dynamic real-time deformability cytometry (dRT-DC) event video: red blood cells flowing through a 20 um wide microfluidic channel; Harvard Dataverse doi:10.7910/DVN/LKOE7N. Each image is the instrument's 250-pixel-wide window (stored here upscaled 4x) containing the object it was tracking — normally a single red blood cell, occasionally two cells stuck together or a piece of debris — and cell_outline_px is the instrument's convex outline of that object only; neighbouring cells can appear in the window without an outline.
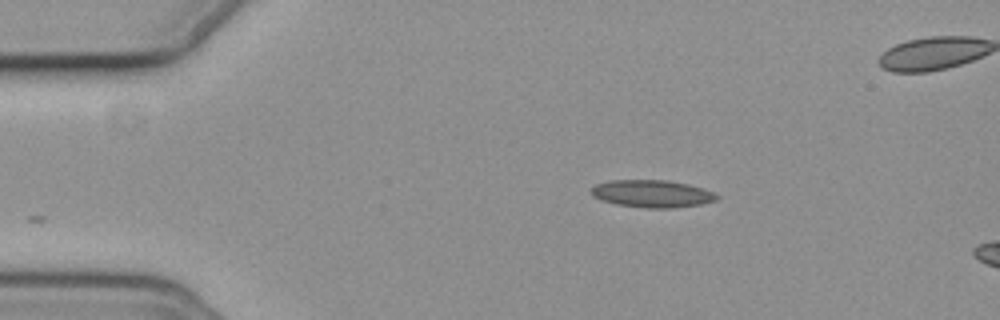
{"species": "common noctule bat (a hibernating species)", "species_latin": "Nyctalus noctula", "temperature_condition": "cold", "stored_images_in_passage": 14, "camera_frame_rate_fps": 3000, "um_per_image_px": 0.085, "animal": {"sex": "female", "body_mass_g": 19.3, "forearm_length_mm": 54.1}, "frame": {"image": 1, "passage_image": 1, "time_ms": 0.0, "image_size_px": [1000, 320], "cell_outline_px": [[720, 196], [716, 200], [700, 204], [672, 208], [648, 208], [616, 204], [592, 196], [592, 188], [596, 184], [608, 180], [668, 180], [688, 184], [704, 188]], "centroid_in_image_um": [55.44, 16.45], "position_along_channel_um": 29.6, "area_um2": 19.94}}
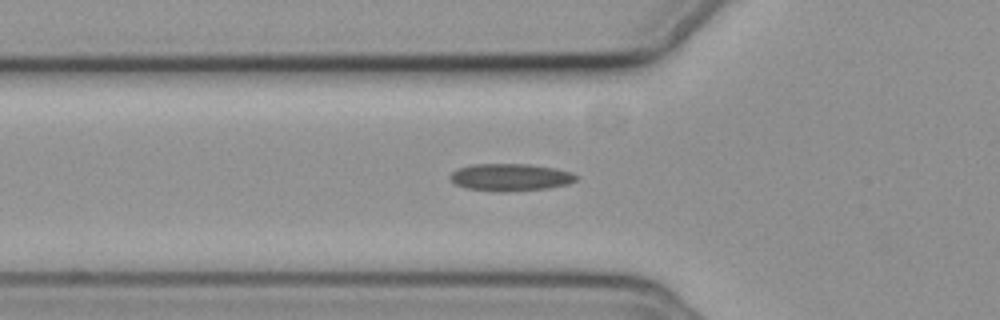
{"frame": {"image": 2, "passage_image": 10, "time_ms": 3.0, "image_size_px": [1000, 320], "cell_outline_px": [[576, 180], [568, 184], [548, 188], [508, 192], [500, 192], [468, 188], [456, 184], [448, 176], [452, 172], [460, 168], [472, 164], [528, 164], [556, 168], [572, 172], [576, 176]], "centroid_in_image_um": [43.4, 15.07], "position_along_channel_um": 82.4, "area_um2": 20.0}}
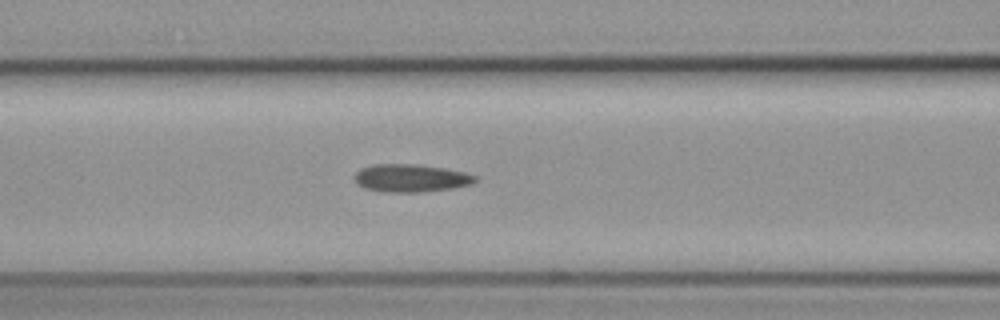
{"frame": {"image": 3, "passage_image": 14, "time_ms": 4.333, "image_size_px": [1000, 320], "cell_outline_px": [[476, 180], [472, 184], [452, 188], [424, 192], [384, 192], [364, 188], [356, 184], [352, 176], [360, 168], [372, 164], [416, 164], [444, 168], [464, 172], [476, 176]], "centroid_in_image_um": [34.86, 15.14], "position_along_channel_um": 131.7, "area_um2": 19.77}}